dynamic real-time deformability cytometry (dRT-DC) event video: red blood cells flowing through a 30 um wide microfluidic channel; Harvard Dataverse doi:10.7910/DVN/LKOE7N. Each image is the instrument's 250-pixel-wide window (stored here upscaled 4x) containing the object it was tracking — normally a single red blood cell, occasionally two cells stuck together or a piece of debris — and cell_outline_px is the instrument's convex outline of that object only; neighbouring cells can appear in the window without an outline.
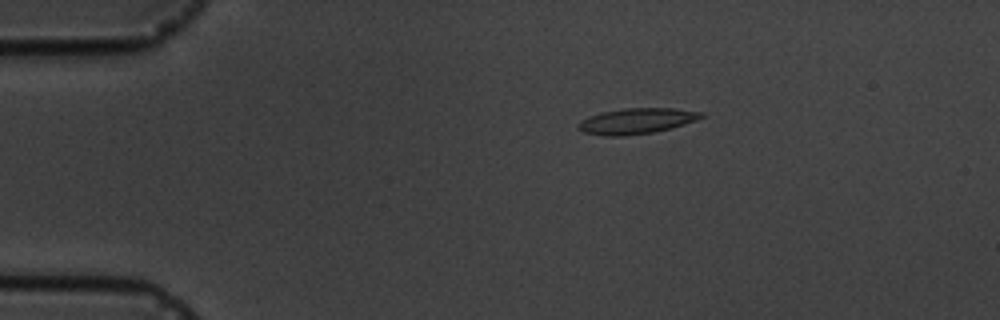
{"species": "common noctule bat (a hibernating species)", "species_latin": "Nyctalus noctula", "temperature_condition": "cold", "stored_images_in_passage": 14, "camera_frame_rate_fps": 3000, "um_per_image_px": 0.085, "animal": {"sex": "male", "body_mass_g": 19.5, "forearm_length_mm": 54.6}, "frame": {"image": 1, "passage_image": 1, "time_ms": 0.0, "image_size_px": [1000, 320], "cell_outline_px": [[704, 116], [696, 120], [672, 128], [652, 132], [624, 136], [604, 136], [584, 132], [580, 128], [580, 124], [584, 120], [600, 112], [624, 108], [672, 108], [704, 112]], "centroid_in_image_um": [54.17, 10.28], "position_along_channel_um": 30.8, "area_um2": 18.09}}
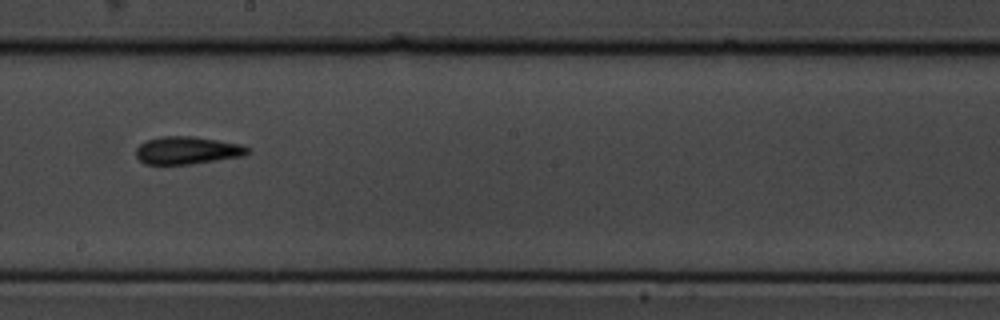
{"frame": {"image": 2, "passage_image": 7, "time_ms": 7.0, "image_size_px": [1000, 320], "cell_outline_px": [[252, 152], [244, 156], [192, 164], [144, 164], [136, 156], [136, 148], [140, 144], [148, 140], [160, 136], [192, 136], [240, 144], [252, 148]], "centroid_in_image_um": [15.96, 12.78], "position_along_channel_um": 232.2, "area_um2": 18.09}}
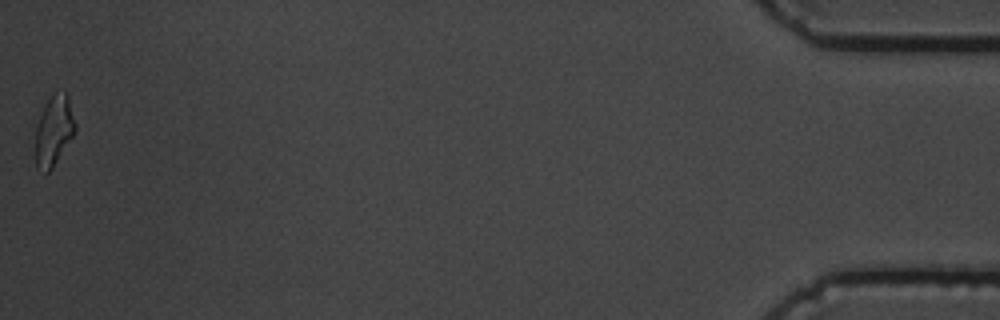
{"frame": {"image": 3, "passage_image": 14, "time_ms": 15.0, "image_size_px": [1000, 320], "cell_outline_px": [[76, 132], [52, 168], [48, 172], [44, 172], [36, 168], [36, 124], [52, 92], [68, 92], [76, 124]], "centroid_in_image_um": [4.61, 11.08], "position_along_channel_um": 430.6, "area_um2": 16.36}, "authors_computed_cell_mechanics": {"area_um2": 17.6001, "velocity_mm_per_s": 3.6253, "shape_relaxation_time_tau1_ms": 5.5878, "shape_relaxation_time_tau2_ms": 5.1338, "deformation_change_tau1": 0.134, "deformation_change_tau2": 0.1526}}